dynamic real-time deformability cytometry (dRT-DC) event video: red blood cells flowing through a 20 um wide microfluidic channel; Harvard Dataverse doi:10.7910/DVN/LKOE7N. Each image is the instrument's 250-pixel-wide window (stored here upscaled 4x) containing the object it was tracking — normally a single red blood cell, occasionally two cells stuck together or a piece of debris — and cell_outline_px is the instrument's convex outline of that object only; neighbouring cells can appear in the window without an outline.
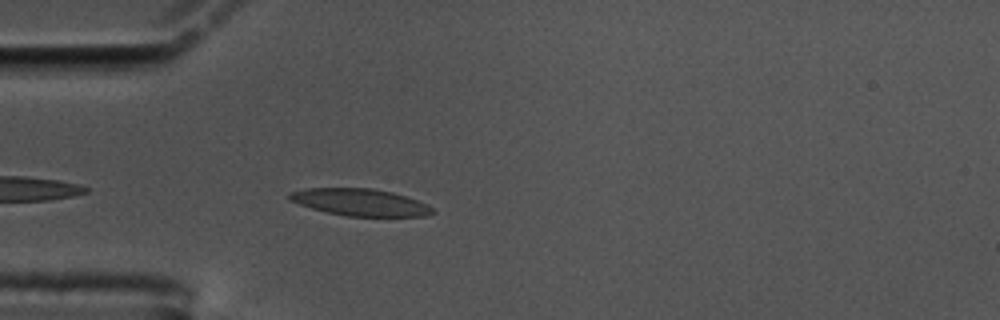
{"species": "common noctule bat (a hibernating species)", "species_latin": "Nyctalus noctula", "temperature_condition": "cold", "stored_images_in_passage": 12, "camera_frame_rate_fps": 3000, "um_per_image_px": 0.085, "animal": {"sex": "male", "body_mass_g": 17.5, "forearm_length_mm": 52.3}, "frame": {"image": 1, "passage_image": 3, "time_ms": 0.667, "image_size_px": [1000, 320], "cell_outline_px": [[436, 212], [424, 216], [348, 216], [328, 212], [312, 208], [288, 200], [288, 192], [308, 188], [372, 188], [392, 192], [428, 204]], "centroid_in_image_um": [30.6, 17.19], "position_along_channel_um": 54.4, "area_um2": 22.37}}
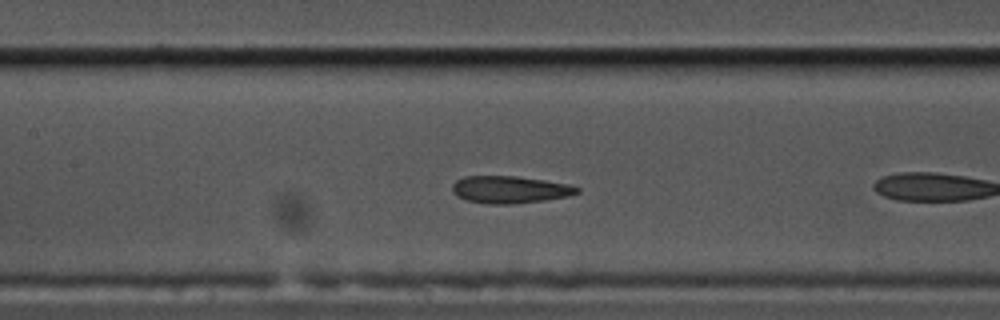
{"frame": {"image": 2, "passage_image": 10, "time_ms": 3.0, "image_size_px": [1000, 320], "cell_outline_px": [[580, 192], [568, 196], [544, 200], [512, 204], [488, 204], [468, 200], [456, 196], [452, 192], [452, 184], [456, 180], [464, 176], [516, 176], [544, 180], [568, 184], [580, 188]], "centroid_in_image_um": [43.32, 16.11], "position_along_channel_um": 164.1, "area_um2": 19.83}}